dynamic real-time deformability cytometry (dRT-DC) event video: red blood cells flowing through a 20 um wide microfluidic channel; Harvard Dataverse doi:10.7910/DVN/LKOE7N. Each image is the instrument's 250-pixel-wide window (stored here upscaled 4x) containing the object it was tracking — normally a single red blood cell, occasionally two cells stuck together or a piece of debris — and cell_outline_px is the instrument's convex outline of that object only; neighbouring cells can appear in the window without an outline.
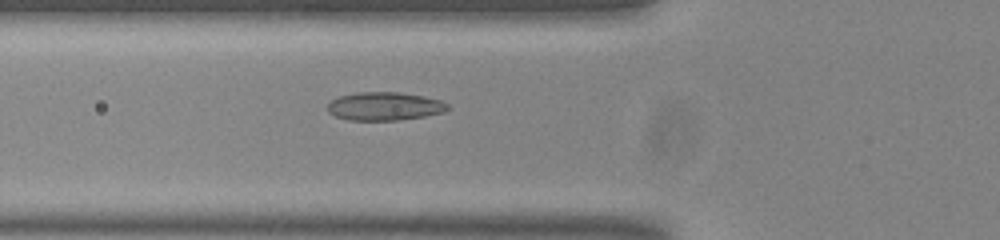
{"species": "common noctule bat (a hibernating species)", "species_latin": "Nyctalus noctula", "temperature_condition": "room temperature", "stored_images_in_passage": 47, "camera_frame_rate_fps": 3000, "um_per_image_px": 0.085, "animal": {"sex": "male", "body_mass_g": 20.0, "forearm_length_mm": 53.3}, "frame": {"image": 1, "passage_image": 17, "time_ms": 5.333, "image_size_px": [1000, 240], "cell_outline_px": [[452, 108], [444, 112], [424, 116], [396, 120], [348, 120], [336, 116], [328, 112], [328, 104], [332, 100], [340, 96], [356, 92], [400, 92], [424, 96], [440, 100], [448, 104]], "centroid_in_image_um": [32.71, 9.03], "position_along_channel_um": 93.1, "area_um2": 19.83}}
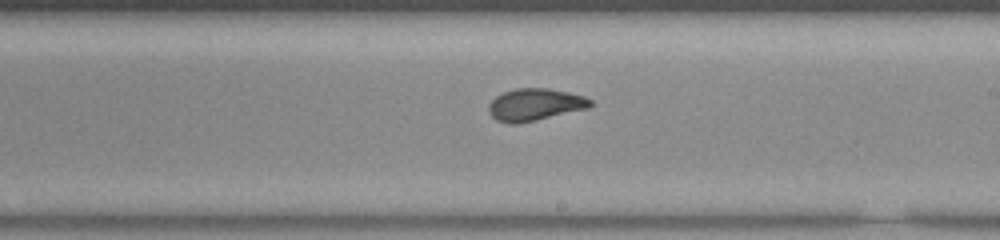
{"frame": {"image": 2, "passage_image": 29, "time_ms": 9.333, "image_size_px": [1000, 240], "cell_outline_px": [[592, 104], [588, 108], [536, 120], [516, 124], [508, 124], [496, 120], [488, 112], [488, 104], [496, 96], [504, 92], [516, 88], [548, 88], [568, 92], [584, 96], [592, 100]], "centroid_in_image_um": [45.44, 8.89], "position_along_channel_um": 243.6, "area_um2": 19.07}}
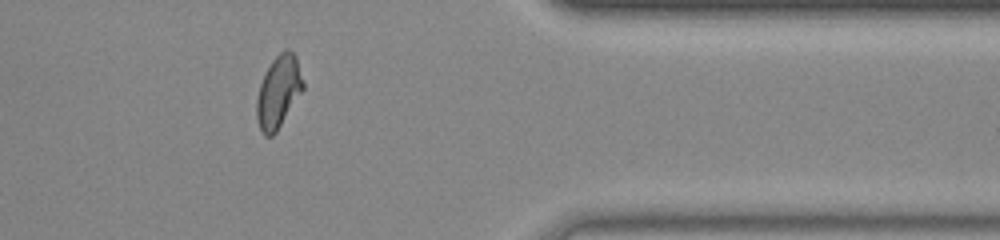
{"frame": {"image": 3, "passage_image": 42, "time_ms": 13.667, "image_size_px": [1000, 240], "cell_outline_px": [[304, 88], [276, 132], [272, 136], [264, 136], [260, 128], [256, 116], [256, 100], [260, 84], [272, 60], [284, 48], [288, 48], [296, 56], [304, 84]], "centroid_in_image_um": [23.67, 7.79], "position_along_channel_um": 387.7, "area_um2": 19.31}}